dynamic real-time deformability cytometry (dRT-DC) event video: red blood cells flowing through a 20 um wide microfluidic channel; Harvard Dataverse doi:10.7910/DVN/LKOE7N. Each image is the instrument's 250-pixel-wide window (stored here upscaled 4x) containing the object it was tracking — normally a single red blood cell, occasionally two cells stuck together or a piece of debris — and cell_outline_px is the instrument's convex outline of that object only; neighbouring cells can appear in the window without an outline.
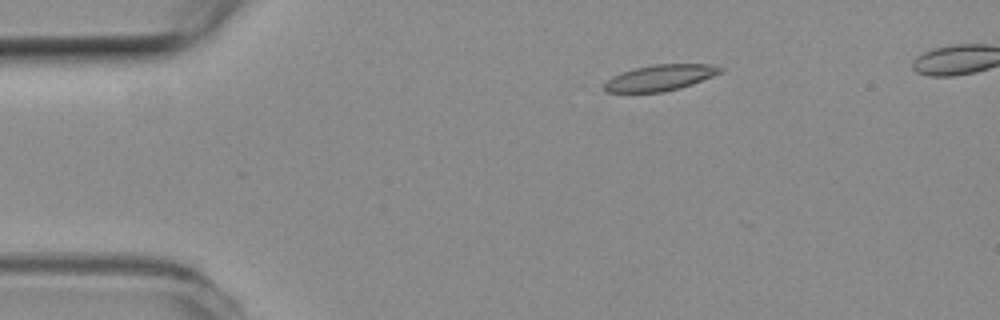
{"species": "common noctule bat (a hibernating species)", "species_latin": "Nyctalus noctula", "temperature_condition": "room temperature", "stored_images_in_passage": 5, "segment_of_instrument_passage": [1, 2], "camera_frame_rate_fps": 3000, "um_per_image_px": 0.085, "animal": {"sex": "female", "body_mass_g": 19.3, "forearm_length_mm": 54.1}, "frame": {"image": 1, "passage_image": 1, "time_ms": 0.0, "image_size_px": [1000, 320], "cell_outline_px": [[724, 72], [692, 84], [680, 88], [664, 92], [604, 92], [604, 84], [612, 76], [620, 72], [652, 64], [712, 64], [724, 68]], "centroid_in_image_um": [56.14, 6.6], "position_along_channel_um": 28.9, "area_um2": 17.69}}
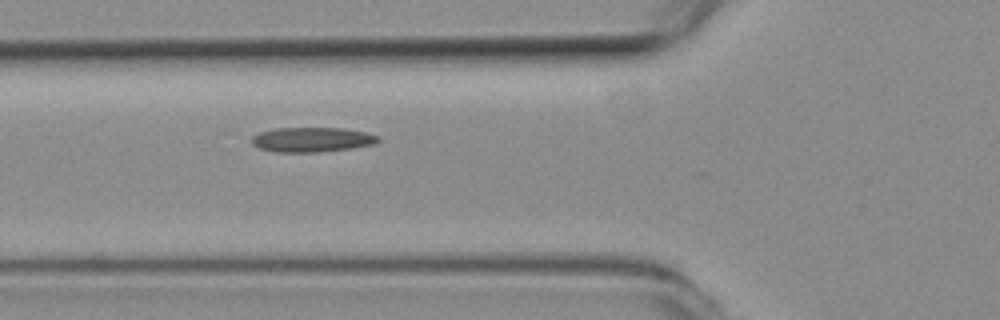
{"frame": {"image": 2, "passage_image": 4, "time_ms": 1.0, "image_size_px": [1000, 320], "cell_outline_px": [[380, 140], [372, 144], [352, 148], [320, 152], [280, 152], [260, 148], [252, 144], [252, 136], [260, 132], [276, 128], [344, 128], [364, 132], [380, 136]], "centroid_in_image_um": [26.53, 11.86], "position_along_channel_um": 99.3, "area_um2": 18.09}}